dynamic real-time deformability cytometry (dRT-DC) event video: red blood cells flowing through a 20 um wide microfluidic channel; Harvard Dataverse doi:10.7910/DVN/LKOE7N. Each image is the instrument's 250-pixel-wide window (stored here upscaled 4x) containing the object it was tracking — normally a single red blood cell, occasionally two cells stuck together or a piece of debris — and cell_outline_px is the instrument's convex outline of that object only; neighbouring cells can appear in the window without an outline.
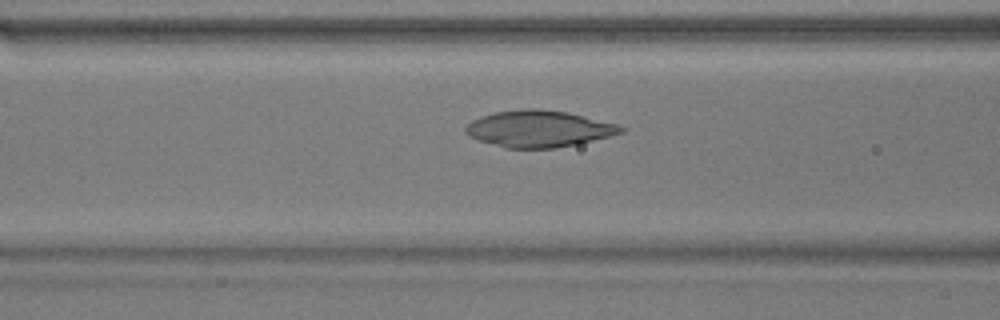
{"species": "common noctule bat (a hibernating species)", "species_latin": "Nyctalus noctula", "temperature_condition": "warm", "stored_images_in_passage": 45, "camera_frame_rate_fps": 3000, "um_per_image_px": 0.085, "animal": {"sex": "male", "body_mass_g": 17.9}, "frame": {"image": 1, "passage_image": 19, "time_ms": 6.0, "image_size_px": [1000, 320], "cell_outline_px": [[628, 128], [624, 132], [576, 144], [556, 148], [504, 148], [468, 136], [464, 132], [464, 128], [472, 120], [496, 112], [524, 108], [540, 108], [568, 112], [620, 124]], "centroid_in_image_um": [45.83, 10.94], "position_along_channel_um": 120.8, "area_um2": 33.23}}
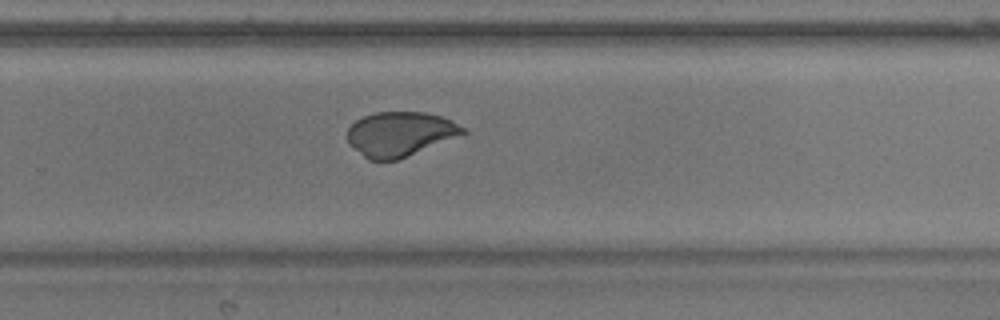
{"frame": {"image": 2, "passage_image": 33, "time_ms": 10.667, "image_size_px": [1000, 320], "cell_outline_px": [[468, 132], [396, 160], [368, 160], [348, 144], [348, 128], [356, 120], [364, 116], [376, 112], [424, 112], [440, 116], [452, 120], [464, 128]], "centroid_in_image_um": [33.97, 11.38], "position_along_channel_um": 295.8, "area_um2": 29.65}}
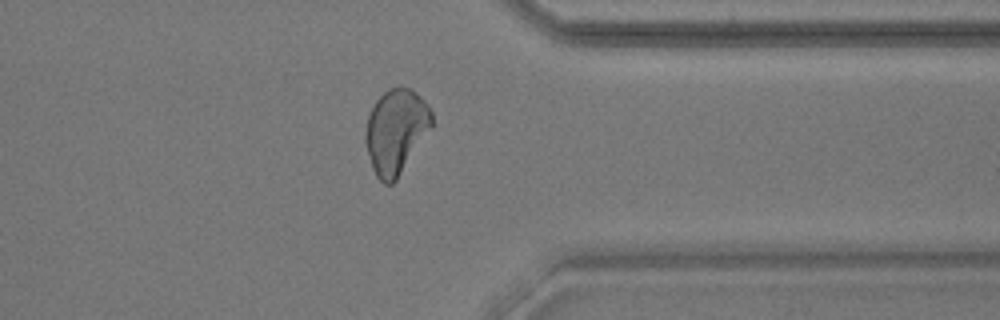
{"frame": {"image": 3, "passage_image": 40, "time_ms": 13.0, "image_size_px": [1000, 320], "cell_outline_px": [[432, 128], [396, 180], [392, 184], [384, 184], [376, 176], [372, 168], [364, 140], [364, 132], [368, 116], [376, 100], [384, 92], [400, 84], [416, 92], [428, 104], [432, 112]], "centroid_in_image_um": [33.66, 11.15], "position_along_channel_um": 377.7, "area_um2": 32.89}}